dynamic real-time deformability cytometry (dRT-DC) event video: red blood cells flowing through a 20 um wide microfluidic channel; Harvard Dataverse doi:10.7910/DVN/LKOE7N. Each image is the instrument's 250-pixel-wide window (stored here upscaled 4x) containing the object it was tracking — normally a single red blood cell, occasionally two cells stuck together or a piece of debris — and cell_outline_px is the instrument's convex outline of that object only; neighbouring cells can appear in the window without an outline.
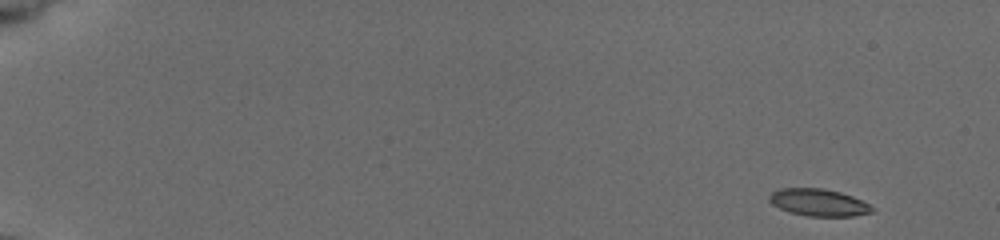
{"species": "common noctule bat (a hibernating species)", "species_latin": "Nyctalus noctula", "temperature_condition": "cold", "stored_images_in_passage": 51, "camera_frame_rate_fps": 3000, "um_per_image_px": 0.085, "animal": {"sex": "female", "body_mass_g": 19.5, "forearm_length_mm": 54.1}, "frame": {"image": 1, "passage_image": 1, "time_ms": 0.0, "image_size_px": [1000, 240], "cell_outline_px": [[876, 212], [852, 216], [808, 216], [792, 212], [780, 208], [772, 204], [768, 200], [768, 196], [772, 192], [780, 188], [824, 188], [840, 192], [852, 196], [876, 208]], "centroid_in_image_um": [69.61, 17.21], "position_along_channel_um": 15.4, "area_um2": 16.3}}
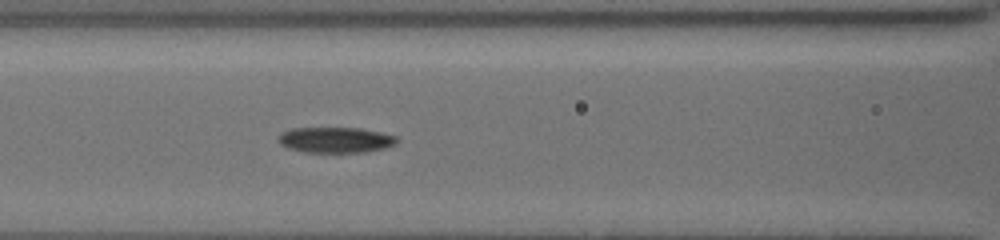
{"frame": {"image": 2, "passage_image": 29, "time_ms": 7.667, "image_size_px": [1000, 240], "cell_outline_px": [[400, 140], [396, 144], [384, 148], [368, 152], [304, 152], [288, 148], [280, 144], [280, 136], [284, 132], [292, 128], [360, 128], [380, 132], [396, 136]], "centroid_in_image_um": [28.58, 11.9], "position_along_channel_um": 138.0, "area_um2": 17.63}}
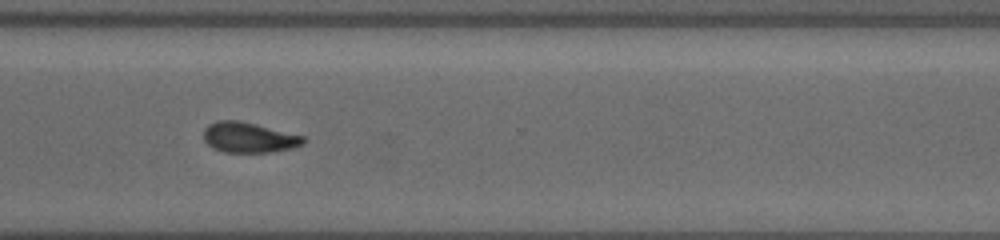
{"frame": {"image": 3, "passage_image": 50, "time_ms": 13.333, "image_size_px": [1000, 240], "cell_outline_px": [[304, 144], [292, 148], [272, 152], [224, 152], [212, 148], [204, 140], [204, 128], [208, 124], [216, 120], [236, 120], [256, 124], [304, 136]], "centroid_in_image_um": [21.13, 11.68], "position_along_channel_um": 349.5, "area_um2": 17.63}}